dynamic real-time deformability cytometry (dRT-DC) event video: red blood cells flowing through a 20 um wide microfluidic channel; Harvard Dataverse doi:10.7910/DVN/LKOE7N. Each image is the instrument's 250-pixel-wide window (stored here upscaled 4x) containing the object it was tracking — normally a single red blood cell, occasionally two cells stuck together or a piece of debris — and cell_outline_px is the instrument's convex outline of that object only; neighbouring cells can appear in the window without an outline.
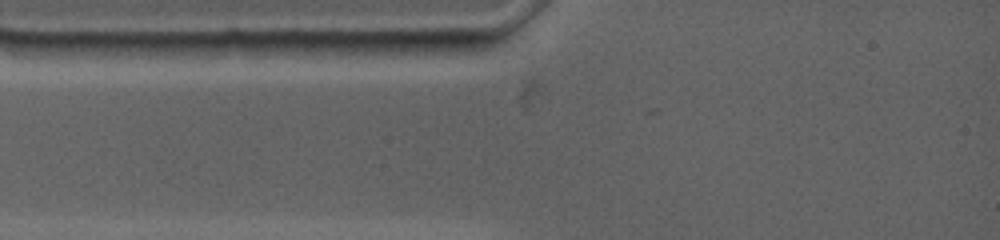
{"species": "common noctule bat (a hibernating species)", "species_latin": "Nyctalus noctula", "temperature_condition": "warm", "stored_images_in_passage": 1, "camera_frame_rate_fps": 4500, "um_per_image_px": 0.085, "animal": {"sex": "female", "body_mass_g": 19.0, "forearm_length_mm": 53.3}, "frame": {"image": 1, "passage_image": 1, "time_ms": 0.0, "image_size_px": [1000, 240], "cell_outline_px": [[264, 44], [256, 52], [200, 60], [144, 60], [140, 44], [224, 40], [244, 40]], "centroid_in_image_um": [16.81, 4.23], "position_along_channel_um": 68.2, "area_um2": 13.87}}